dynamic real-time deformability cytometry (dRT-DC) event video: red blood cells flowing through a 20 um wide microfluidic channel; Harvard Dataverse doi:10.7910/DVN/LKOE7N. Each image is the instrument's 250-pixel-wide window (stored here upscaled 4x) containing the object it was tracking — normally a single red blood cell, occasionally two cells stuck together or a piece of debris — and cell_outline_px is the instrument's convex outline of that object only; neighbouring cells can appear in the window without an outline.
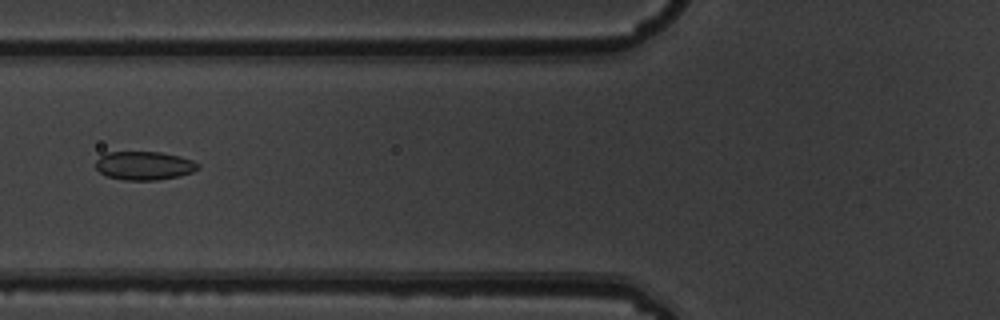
{"species": "common noctule bat (a hibernating species)", "species_latin": "Nyctalus noctula", "temperature_condition": "warm", "stored_images_in_passage": 7, "camera_frame_rate_fps": 3000, "um_per_image_px": 0.085, "animal": {"sex": "male", "body_mass_g": 19.5, "forearm_length_mm": 54.6}, "frame": {"image": 1, "passage_image": 7, "time_ms": 2.0, "image_size_px": [1000, 320], "cell_outline_px": [[200, 168], [192, 172], [180, 176], [156, 180], [124, 180], [108, 176], [100, 172], [96, 168], [96, 160], [104, 152], [160, 152], [180, 156], [192, 160], [200, 164]], "centroid_in_image_um": [12.27, 14.07], "position_along_channel_um": 113.5, "area_um2": 17.11}}